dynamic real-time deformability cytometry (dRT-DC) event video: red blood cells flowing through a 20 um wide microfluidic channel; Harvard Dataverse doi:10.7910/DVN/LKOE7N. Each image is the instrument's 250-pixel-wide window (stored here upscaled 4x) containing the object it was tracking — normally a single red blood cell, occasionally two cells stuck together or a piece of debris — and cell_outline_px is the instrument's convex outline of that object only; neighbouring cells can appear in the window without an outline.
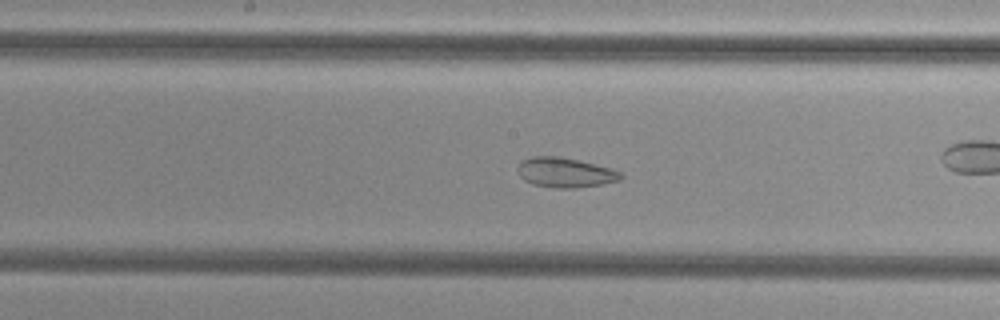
{"species": "common noctule bat (a hibernating species)", "species_latin": "Nyctalus noctula", "temperature_condition": "cold", "stored_images_in_passage": 43, "camera_frame_rate_fps": 3000, "um_per_image_px": 0.085, "animal": {"sex": "female", "body_mass_g": 29.2, "forearm_length_mm": 56.3}, "frame": {"image": 1, "passage_image": 18, "time_ms": 5.667, "image_size_px": [1000, 320], "cell_outline_px": [[624, 176], [620, 180], [600, 184], [576, 188], [552, 188], [532, 184], [524, 180], [520, 176], [516, 168], [520, 160], [532, 156], [560, 156], [612, 168], [620, 172]], "centroid_in_image_um": [48.0, 14.66], "position_along_channel_um": 200.2, "area_um2": 18.09}, "authors_computed_cell_mechanics": {"area_um2": 17.8602, "velocity_mm_per_s": 3.7857, "shape_relaxation_time_tau1_ms": null, "shape_relaxation_time_tau2_ms": 1.5271, "deformation_change_tau1": null, "deformation_change_tau2": 0.0705}}